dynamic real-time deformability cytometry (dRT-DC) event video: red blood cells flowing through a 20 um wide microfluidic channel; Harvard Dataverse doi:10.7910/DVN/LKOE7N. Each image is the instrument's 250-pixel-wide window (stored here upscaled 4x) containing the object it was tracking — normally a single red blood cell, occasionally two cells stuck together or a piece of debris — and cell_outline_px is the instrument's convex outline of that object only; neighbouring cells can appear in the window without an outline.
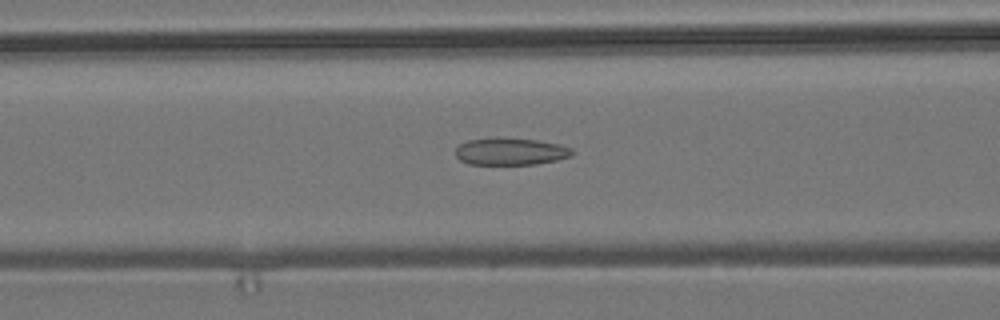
{"species": "common noctule bat (a hibernating species)", "species_latin": "Nyctalus noctula", "temperature_condition": "room temperature", "stored_images_in_passage": 46, "camera_frame_rate_fps": 3000, "um_per_image_px": 0.085, "animal": {"sex": "male", "body_mass_g": 19.2, "forearm_length_mm": 51.8}, "frame": {"image": 1, "passage_image": 13, "time_ms": 4.0, "image_size_px": [1000, 320], "cell_outline_px": [[572, 156], [556, 160], [536, 164], [468, 164], [460, 160], [456, 156], [456, 148], [460, 144], [468, 140], [496, 136], [536, 140], [560, 144], [572, 148]], "centroid_in_image_um": [43.38, 12.86], "position_along_channel_um": 123.2, "area_um2": 18.67}}
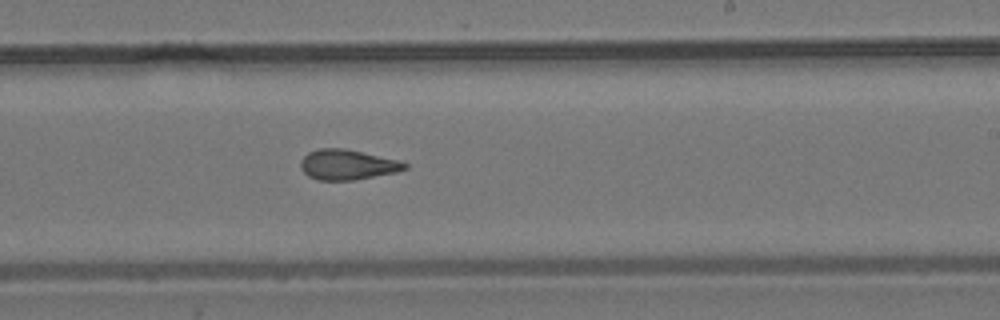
{"frame": {"image": 2, "passage_image": 24, "time_ms": 7.667, "image_size_px": [1000, 320], "cell_outline_px": [[408, 168], [396, 172], [352, 180], [320, 180], [308, 176], [300, 168], [300, 160], [308, 152], [316, 148], [344, 148], [400, 160], [408, 164]], "centroid_in_image_um": [29.51, 13.98], "position_along_channel_um": 259.5, "area_um2": 18.38}}
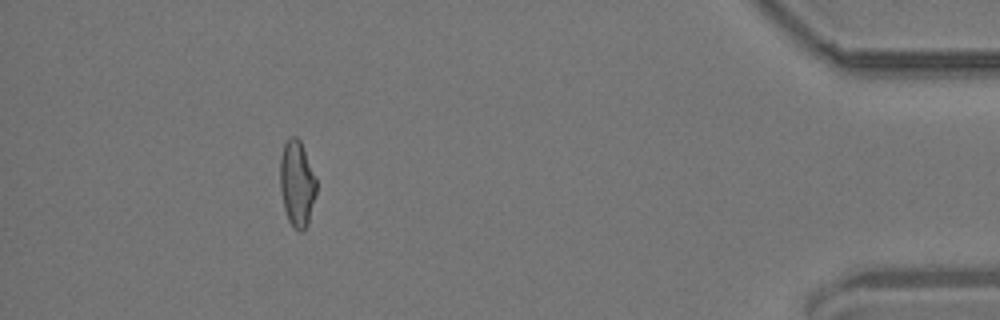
{"frame": {"image": 3, "passage_image": 41, "time_ms": 13.333, "image_size_px": [1000, 320], "cell_outline_px": [[316, 192], [308, 224], [304, 232], [300, 232], [288, 220], [284, 208], [280, 192], [280, 156], [284, 144], [288, 136], [296, 136], [300, 140], [316, 180]], "centroid_in_image_um": [25.22, 15.6], "position_along_channel_um": 410.0, "area_um2": 18.15}, "authors_computed_cell_mechanics": {"area_um2": 18.5827, "velocity_mm_per_s": 3.7181, "shape_relaxation_time_tau1_ms": null, "shape_relaxation_time_tau2_ms": 2.6708, "deformation_change_tau1": null, "deformation_change_tau2": 0.0994}}